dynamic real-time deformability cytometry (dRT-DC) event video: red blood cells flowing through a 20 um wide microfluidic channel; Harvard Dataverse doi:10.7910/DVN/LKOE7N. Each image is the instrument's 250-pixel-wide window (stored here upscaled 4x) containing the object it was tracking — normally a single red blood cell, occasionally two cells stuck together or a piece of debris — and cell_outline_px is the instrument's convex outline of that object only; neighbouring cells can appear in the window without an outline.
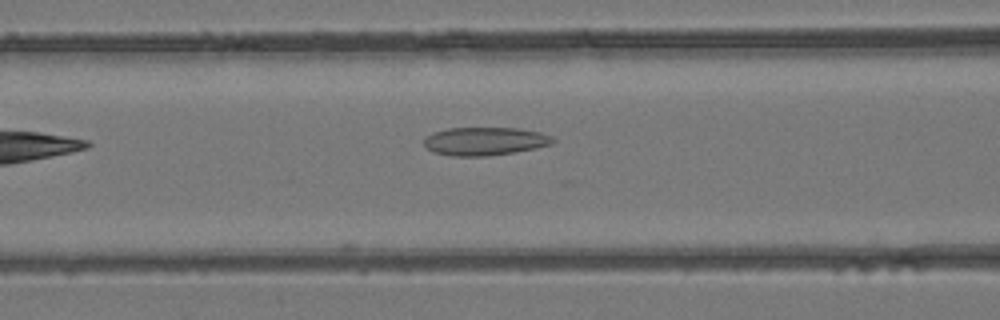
{"species": "common noctule bat (a hibernating species)", "species_latin": "Nyctalus noctula", "temperature_condition": "room temperature", "stored_images_in_passage": 4, "camera_frame_rate_fps": 3000, "um_per_image_px": 0.085, "animal": {"sex": "female", "body_mass_g": 24.6, "forearm_length_mm": 56.2}, "frame": {"image": 1, "passage_image": 3, "time_ms": 2.333, "image_size_px": [1000, 320], "cell_outline_px": [[556, 140], [552, 144], [536, 148], [488, 156], [452, 156], [436, 152], [428, 148], [424, 144], [424, 136], [432, 132], [448, 128], [520, 128], [540, 132], [552, 136]], "centroid_in_image_um": [41.22, 11.99], "position_along_channel_um": 125.4, "area_um2": 21.21}}